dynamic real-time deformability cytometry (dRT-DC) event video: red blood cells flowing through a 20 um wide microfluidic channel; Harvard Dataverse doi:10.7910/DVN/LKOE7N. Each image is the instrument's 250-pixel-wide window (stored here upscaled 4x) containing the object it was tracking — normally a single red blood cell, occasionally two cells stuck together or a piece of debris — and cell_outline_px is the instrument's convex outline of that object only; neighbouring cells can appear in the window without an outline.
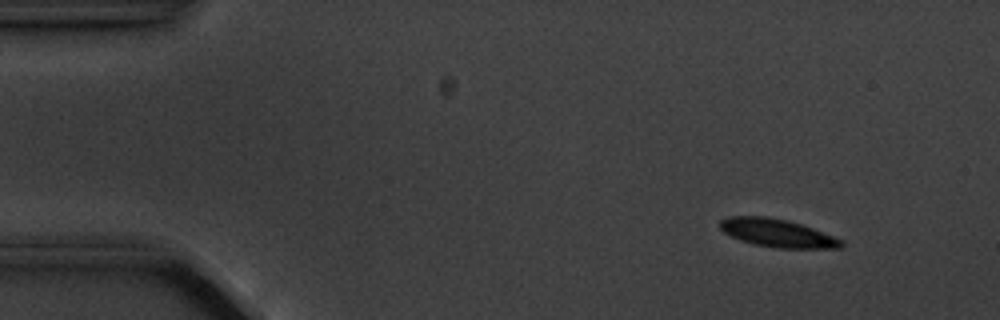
{"species": "common noctule bat (a hibernating species)", "species_latin": "Nyctalus noctula", "temperature_condition": "cold", "stored_images_in_passage": 4, "camera_frame_rate_fps": 3000, "um_per_image_px": 0.085, "animal": {"sex": "male", "body_mass_g": 20.1, "forearm_length_mm": 53.5}, "frame": {"image": 1, "passage_image": 2, "time_ms": 1.333, "image_size_px": [1000, 320], "cell_outline_px": [[844, 248], [772, 248], [752, 244], [740, 240], [724, 232], [720, 228], [720, 220], [728, 216], [764, 216], [784, 220], [800, 224], [812, 228], [844, 240]], "centroid_in_image_um": [66.08, 19.82], "position_along_channel_um": 18.9, "area_um2": 19.83}}